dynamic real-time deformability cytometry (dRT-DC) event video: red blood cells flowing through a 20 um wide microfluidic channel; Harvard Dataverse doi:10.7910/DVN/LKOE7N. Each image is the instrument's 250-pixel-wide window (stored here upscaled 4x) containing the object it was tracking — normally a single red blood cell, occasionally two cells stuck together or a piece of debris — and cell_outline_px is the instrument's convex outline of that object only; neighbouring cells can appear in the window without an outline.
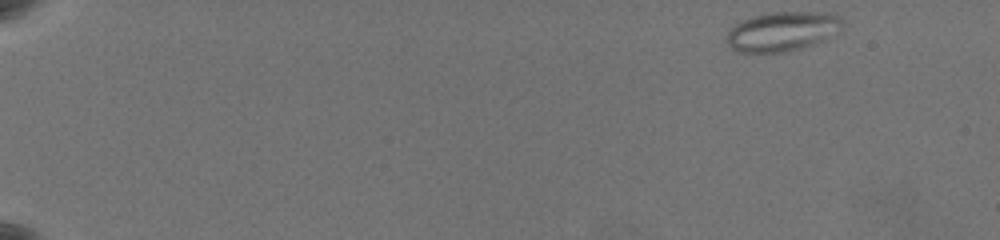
{"species": "common noctule bat (a hibernating species)", "species_latin": "Nyctalus noctula", "temperature_condition": "warm", "stored_images_in_passage": 56, "camera_frame_rate_fps": 3000, "um_per_image_px": 0.085, "animal": {"sex": "female", "body_mass_g": 19.5, "forearm_length_mm": 54.1}, "frame": {"image": 1, "passage_image": 1, "time_ms": 0.0, "image_size_px": [1000, 240], "cell_outline_px": [[844, 20], [840, 28], [824, 40], [800, 48], [784, 52], [736, 52], [724, 40], [728, 32], [736, 24], [752, 16], [772, 12], [828, 12], [840, 16]], "centroid_in_image_um": [66.48, 2.66], "position_along_channel_um": 18.5, "area_um2": 26.47}}
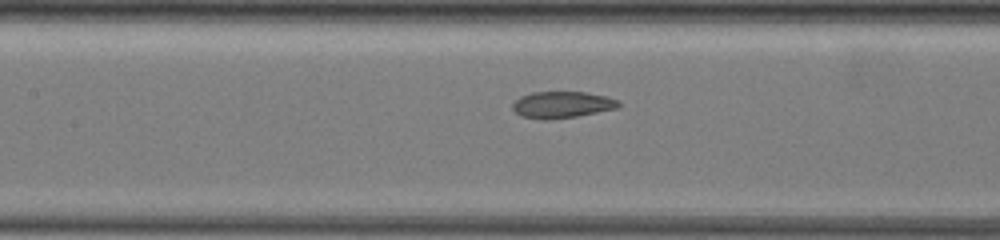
{"frame": {"image": 2, "passage_image": 27, "time_ms": 8.667, "image_size_px": [1000, 240], "cell_outline_px": [[620, 104], [616, 108], [576, 116], [552, 120], [544, 120], [520, 116], [512, 108], [512, 104], [520, 96], [532, 92], [584, 92], [608, 96], [620, 100]], "centroid_in_image_um": [47.76, 8.9], "position_along_channel_um": 159.6, "area_um2": 16.47}}
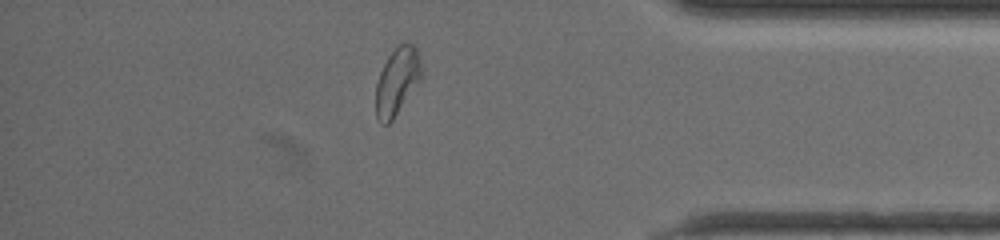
{"frame": {"image": 3, "passage_image": 49, "time_ms": 16.0, "image_size_px": [1000, 240], "cell_outline_px": [[420, 80], [392, 120], [388, 124], [380, 124], [376, 120], [376, 84], [380, 72], [388, 56], [400, 44], [412, 44], [416, 48], [420, 64]], "centroid_in_image_um": [33.71, 6.95], "position_along_channel_um": 401.5, "area_um2": 17.4}, "authors_computed_cell_mechanics": {"area_um2": 18.5249, "velocity_mm_per_s": 3.5715, "shape_relaxation_time_tau1_ms": null, "shape_relaxation_time_tau2_ms": 1.8844, "deformation_change_tau1": null, "deformation_change_tau2": 0.0416}}